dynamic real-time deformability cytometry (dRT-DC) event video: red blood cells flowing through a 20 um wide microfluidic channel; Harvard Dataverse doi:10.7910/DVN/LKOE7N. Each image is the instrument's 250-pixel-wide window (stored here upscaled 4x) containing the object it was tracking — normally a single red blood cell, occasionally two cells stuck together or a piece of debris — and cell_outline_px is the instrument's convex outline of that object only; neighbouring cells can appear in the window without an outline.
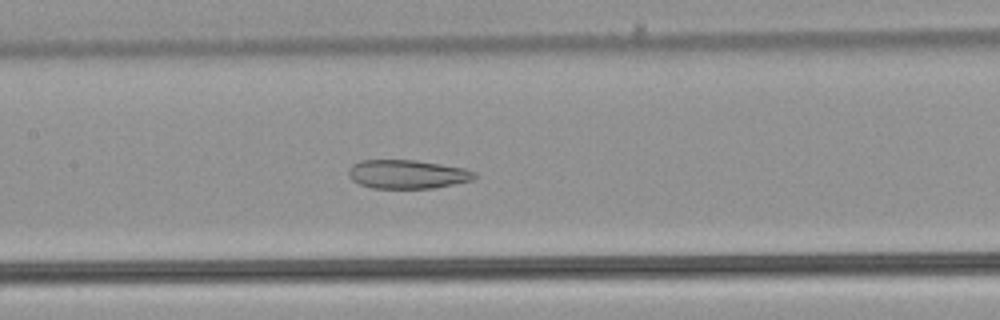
{"species": "common noctule bat (a hibernating species)", "species_latin": "Nyctalus noctula", "temperature_condition": "warm", "stored_images_in_passage": 42, "camera_frame_rate_fps": 3000, "um_per_image_px": 0.085, "animal": {"sex": "male", "body_mass_g": 21.5, "forearm_length_mm": 52.0}, "frame": {"image": 1, "passage_image": 15, "time_ms": 4.667, "image_size_px": [1000, 320], "cell_outline_px": [[476, 176], [472, 180], [436, 188], [372, 188], [360, 184], [352, 180], [348, 176], [348, 168], [352, 164], [360, 160], [416, 160], [464, 168], [476, 172]], "centroid_in_image_um": [34.6, 14.81], "position_along_channel_um": 172.8, "area_um2": 21.21}}
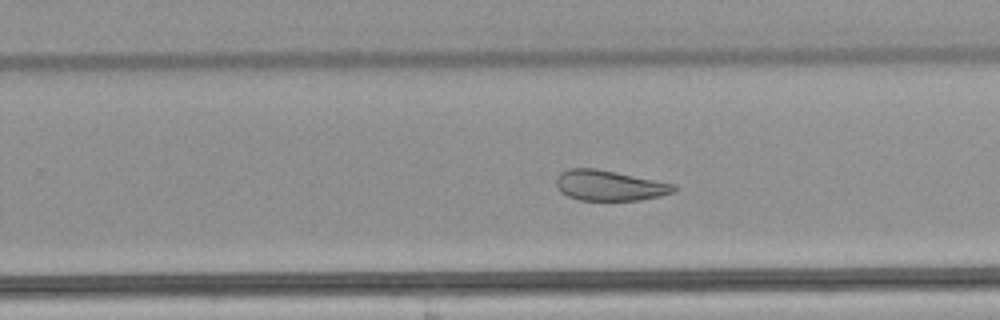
{"frame": {"image": 2, "passage_image": 23, "time_ms": 7.333, "image_size_px": [1000, 320], "cell_outline_px": [[676, 192], [660, 196], [640, 200], [580, 200], [568, 196], [560, 192], [556, 184], [556, 176], [560, 172], [568, 168], [596, 168], [676, 184]], "centroid_in_image_um": [51.8, 15.76], "position_along_channel_um": 278.0, "area_um2": 20.98}}
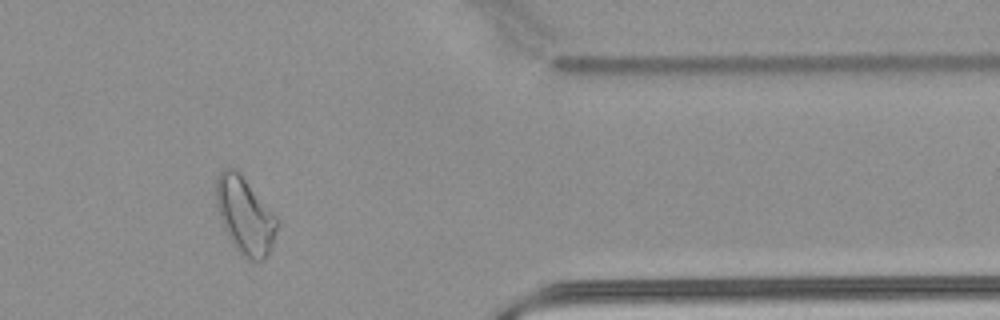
{"frame": {"image": 3, "passage_image": 33, "time_ms": 10.667, "image_size_px": [1000, 320], "cell_outline_px": [[280, 224], [272, 248], [268, 256], [260, 260], [248, 260], [236, 248], [228, 236], [224, 228], [220, 216], [216, 200], [216, 176], [224, 168], [236, 168], [280, 220]], "centroid_in_image_um": [20.86, 18.32], "position_along_channel_um": 390.5, "area_um2": 27.34}, "authors_computed_cell_mechanics": {"area_um2": 24.9696, "velocity_mm_per_s": 3.9603, "shape_relaxation_time_tau1_ms": null, "shape_relaxation_time_tau2_ms": 2.8008, "deformation_change_tau1": null, "deformation_change_tau2": 0.1001}}